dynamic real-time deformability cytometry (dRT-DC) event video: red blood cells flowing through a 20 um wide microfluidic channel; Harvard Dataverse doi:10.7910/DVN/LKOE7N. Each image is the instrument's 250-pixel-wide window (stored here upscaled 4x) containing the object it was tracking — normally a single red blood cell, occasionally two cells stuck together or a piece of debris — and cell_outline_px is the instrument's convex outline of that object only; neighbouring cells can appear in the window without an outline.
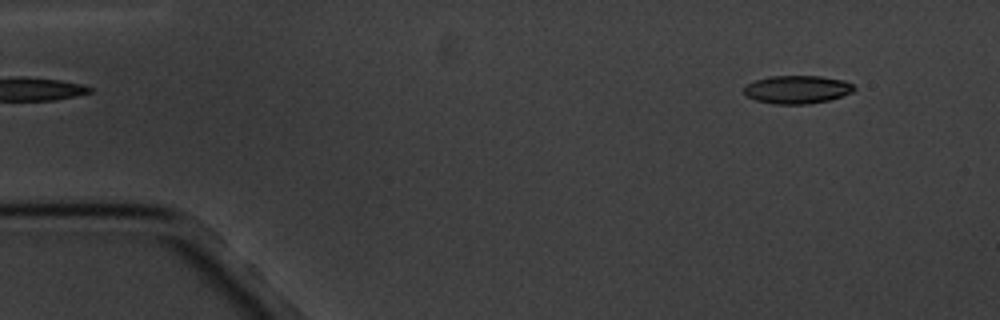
{"species": "common noctule bat (a hibernating species)", "species_latin": "Nyctalus noctula", "temperature_condition": "cold", "stored_images_in_passage": 5, "segment_of_instrument_passage": [2, 2], "camera_frame_rate_fps": 3000, "um_per_image_px": 0.085, "animal": {"sex": "male", "body_mass_g": 20.1, "forearm_length_mm": 53.5}, "frame": {"image": 1, "passage_image": 5, "time_ms": 5.667, "image_size_px": [1000, 320], "cell_outline_px": [[856, 88], [852, 92], [828, 100], [808, 104], [772, 104], [756, 100], [748, 96], [744, 92], [744, 88], [748, 84], [756, 80], [768, 76], [820, 76], [844, 80], [852, 84]], "centroid_in_image_um": [67.76, 7.6], "position_along_channel_um": 17.2, "area_um2": 17.92}}